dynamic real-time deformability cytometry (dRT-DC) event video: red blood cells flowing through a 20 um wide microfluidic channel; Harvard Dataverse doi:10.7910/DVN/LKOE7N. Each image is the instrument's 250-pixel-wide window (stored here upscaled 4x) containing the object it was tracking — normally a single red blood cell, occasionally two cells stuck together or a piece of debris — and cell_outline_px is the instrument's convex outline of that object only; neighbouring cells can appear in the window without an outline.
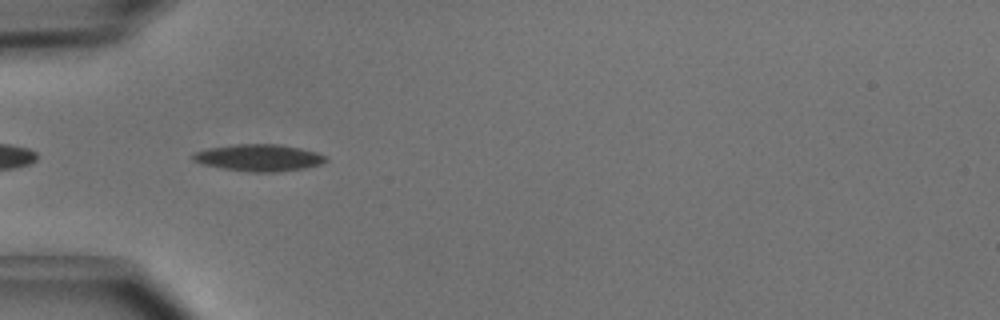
{"species": "common noctule bat (a hibernating species)", "species_latin": "Nyctalus noctula", "temperature_condition": "cold", "stored_images_in_passage": 8, "camera_frame_rate_fps": 3000, "um_per_image_px": 0.085, "animal": {"sex": "male", "body_mass_g": 15.6}, "frame": {"image": 1, "passage_image": 2, "time_ms": 0.333, "image_size_px": [1000, 320], "cell_outline_px": [[328, 160], [320, 164], [304, 168], [276, 172], [248, 172], [224, 168], [204, 164], [192, 160], [192, 156], [196, 152], [208, 148], [236, 144], [280, 144], [300, 148], [316, 152], [324, 156]], "centroid_in_image_um": [22.01, 13.4], "position_along_channel_um": 63.0, "area_um2": 20.58}}